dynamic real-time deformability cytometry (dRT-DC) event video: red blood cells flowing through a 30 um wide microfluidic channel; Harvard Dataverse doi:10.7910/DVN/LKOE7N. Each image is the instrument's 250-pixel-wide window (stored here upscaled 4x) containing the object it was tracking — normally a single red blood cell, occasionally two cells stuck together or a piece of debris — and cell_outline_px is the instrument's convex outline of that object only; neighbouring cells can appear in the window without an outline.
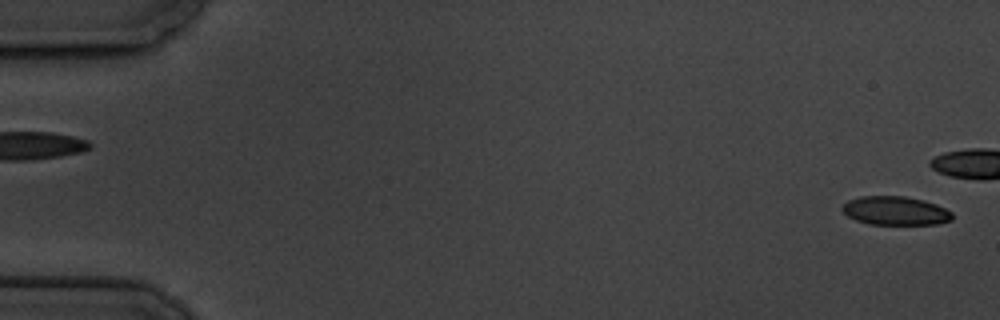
{"species": "common noctule bat (a hibernating species)", "species_latin": "Nyctalus noctula", "temperature_condition": "cold", "stored_images_in_passage": 4, "segment_of_instrument_passage": [2, 2], "camera_frame_rate_fps": 3000, "um_per_image_px": 0.085, "animal": {"sex": "male", "body_mass_g": 19.5, "forearm_length_mm": 54.6}, "frame": {"image": 1, "passage_image": 4, "time_ms": 4.667, "image_size_px": [1000, 320], "cell_outline_px": [[952, 220], [936, 224], [868, 224], [856, 220], [848, 216], [840, 208], [848, 200], [860, 196], [904, 196], [924, 200], [936, 204], [952, 212]], "centroid_in_image_um": [76.1, 17.91], "position_along_channel_um": 8.9, "area_um2": 18.38}}